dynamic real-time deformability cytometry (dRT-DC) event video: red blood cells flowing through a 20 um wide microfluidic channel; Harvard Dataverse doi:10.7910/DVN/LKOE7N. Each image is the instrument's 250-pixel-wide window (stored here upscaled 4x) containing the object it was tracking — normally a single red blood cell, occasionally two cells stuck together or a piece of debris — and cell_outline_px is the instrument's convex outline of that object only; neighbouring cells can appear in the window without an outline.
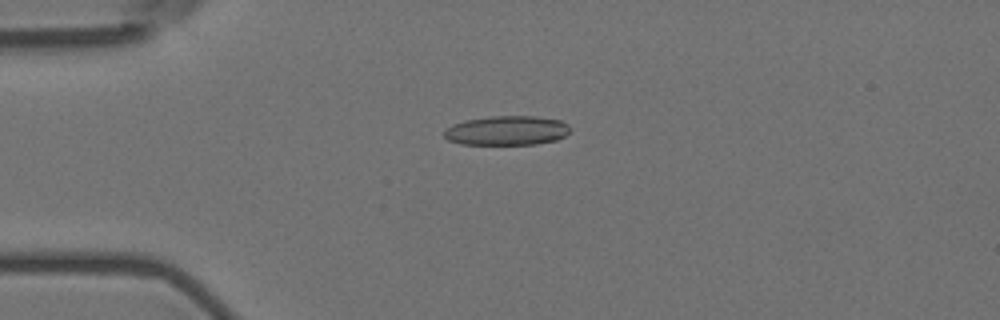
{"species": "Egyptian fruit bat (a non-hibernating species)", "species_latin": "Rousettus aegyptiacus", "temperature_condition": "room temperature", "stored_images_in_passage": 44, "camera_frame_rate_fps": 3000, "um_per_image_px": 0.085, "animal": {"sex": "female"}, "frame": {"image": 1, "passage_image": 2, "time_ms": 0.333, "image_size_px": [1000, 320], "cell_outline_px": [[572, 128], [564, 136], [556, 140], [536, 144], [460, 144], [448, 140], [444, 136], [444, 132], [452, 124], [464, 120], [488, 116], [536, 116], [560, 120], [568, 124]], "centroid_in_image_um": [43.09, 11.09], "position_along_channel_um": 41.9, "area_um2": 21.68}}
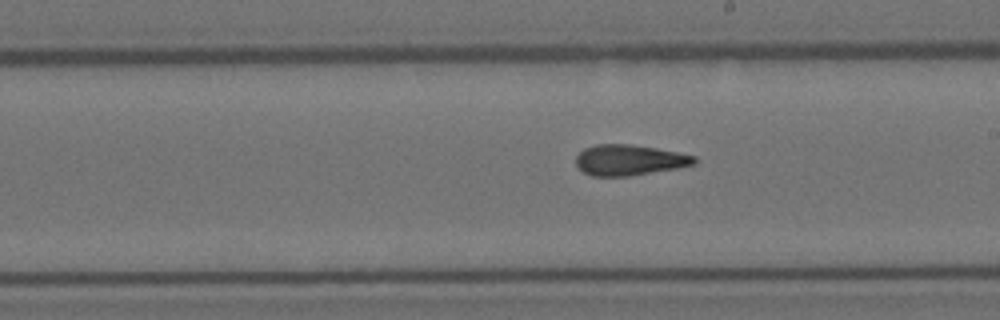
{"frame": {"image": 2, "passage_image": 20, "time_ms": 6.333, "image_size_px": [1000, 320], "cell_outline_px": [[696, 164], [676, 168], [628, 176], [592, 176], [584, 172], [576, 164], [576, 156], [584, 148], [596, 144], [628, 144], [656, 148], [696, 156]], "centroid_in_image_um": [53.47, 13.6], "position_along_channel_um": 235.5, "area_um2": 20.98}}
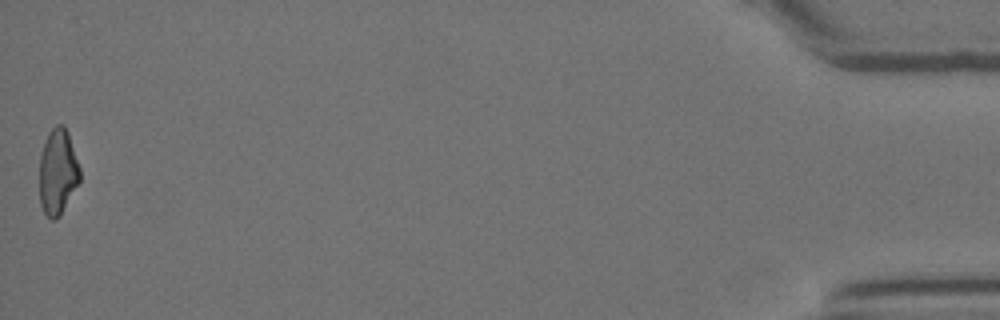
{"frame": {"image": 3, "passage_image": 44, "time_ms": 14.333, "image_size_px": [1000, 320], "cell_outline_px": [[80, 180], [60, 216], [52, 220], [44, 212], [40, 204], [40, 152], [48, 132], [56, 124], [64, 124], [68, 132], [80, 168]], "centroid_in_image_um": [4.9, 14.58], "position_along_channel_um": 430.3, "area_um2": 20.23}, "authors_computed_cell_mechanics": {"area_um2": 21.2126, "velocity_mm_per_s": 3.6414, "shape_relaxation_time_tau1_ms": null, "shape_relaxation_time_tau2_ms": 2.8791, "deformation_change_tau1": null, "deformation_change_tau2": 0.1267}}